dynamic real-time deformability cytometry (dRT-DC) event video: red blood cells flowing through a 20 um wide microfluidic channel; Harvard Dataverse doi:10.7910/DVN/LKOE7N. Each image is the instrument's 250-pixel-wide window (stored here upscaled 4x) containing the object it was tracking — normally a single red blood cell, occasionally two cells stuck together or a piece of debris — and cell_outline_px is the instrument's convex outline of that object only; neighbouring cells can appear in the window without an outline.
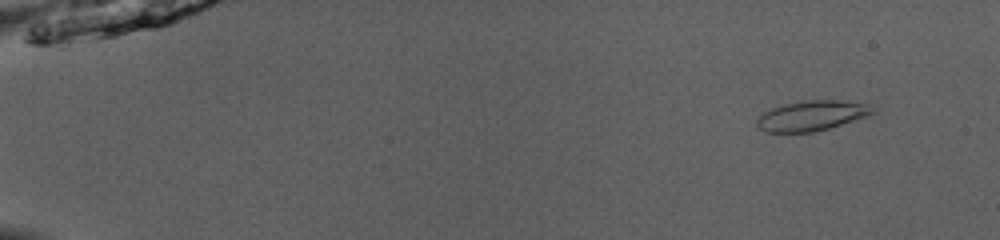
{"species": "common noctule bat (a hibernating species)", "species_latin": "Nyctalus noctula", "temperature_condition": "room temperature", "stored_images_in_passage": 51, "camera_frame_rate_fps": 3000, "um_per_image_px": 0.085, "animal": {"sex": "male", "body_mass_g": 13.0, "forearm_length_mm": 53.1}, "frame": {"image": 1, "passage_image": 5, "time_ms": 1.333, "image_size_px": [1000, 240], "cell_outline_px": [[876, 112], [868, 116], [828, 128], [812, 132], [764, 132], [756, 124], [756, 120], [764, 112], [772, 108], [796, 100], [836, 100], [868, 104]], "centroid_in_image_um": [68.98, 9.82], "position_along_channel_um": 16.0, "area_um2": 20.23}}
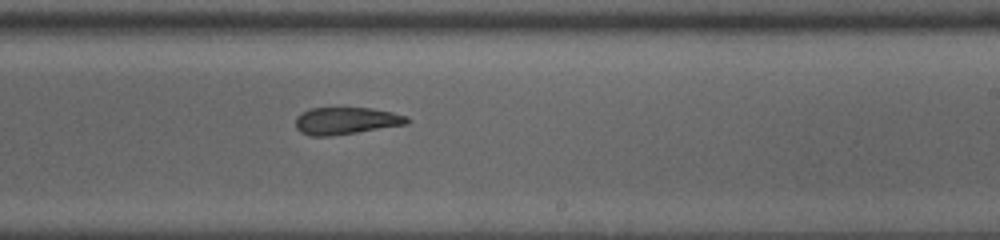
{"frame": {"image": 2, "passage_image": 33, "time_ms": 10.667, "image_size_px": [1000, 240], "cell_outline_px": [[412, 120], [408, 124], [332, 136], [308, 136], [300, 132], [296, 128], [296, 116], [312, 108], [372, 108], [392, 112], [408, 116]], "centroid_in_image_um": [29.44, 10.27], "position_along_channel_um": 259.6, "area_um2": 17.74}}
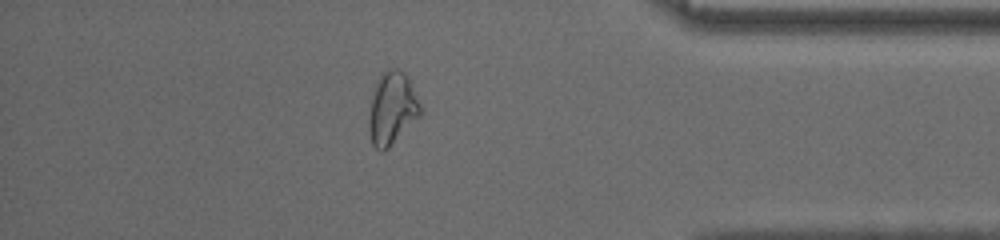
{"frame": {"image": 3, "passage_image": 45, "time_ms": 14.667, "image_size_px": [1000, 240], "cell_outline_px": [[420, 116], [384, 152], [380, 152], [372, 144], [368, 128], [368, 120], [372, 96], [376, 80], [388, 68], [396, 68], [404, 72], [408, 76], [420, 104]], "centroid_in_image_um": [33.31, 9.21], "position_along_channel_um": 401.9, "area_um2": 21.73}, "authors_computed_cell_mechanics": {"area_um2": 19.4786, "velocity_mm_per_s": 4.0756, "shape_relaxation_time_tau1_ms": null, "shape_relaxation_time_tau2_ms": 4.4204, "deformation_change_tau1": null, "deformation_change_tau2": 0.0882}}